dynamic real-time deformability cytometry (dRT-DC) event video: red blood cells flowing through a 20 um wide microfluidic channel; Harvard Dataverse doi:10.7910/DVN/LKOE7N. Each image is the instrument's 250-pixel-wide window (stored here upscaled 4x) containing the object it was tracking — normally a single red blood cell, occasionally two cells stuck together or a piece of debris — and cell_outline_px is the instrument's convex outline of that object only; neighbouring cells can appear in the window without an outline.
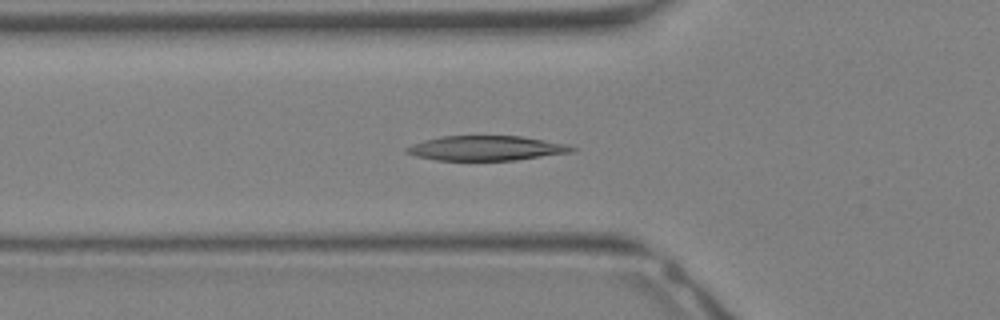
{"species": "Egyptian fruit bat (a non-hibernating species)", "species_latin": "Rousettus aegyptiacus", "temperature_condition": "warm", "stored_images_in_passage": 32, "camera_frame_rate_fps": 3000, "um_per_image_px": 0.085, "animal": {"sex": "female"}, "frame": {"image": 1, "passage_image": 11, "time_ms": 3.333, "image_size_px": [1000, 320], "cell_outline_px": [[576, 148], [572, 152], [516, 160], [436, 160], [416, 156], [404, 152], [404, 148], [412, 144], [424, 140], [440, 136], [520, 136], [568, 144]], "centroid_in_image_um": [41.29, 12.59], "position_along_channel_um": 84.5, "area_um2": 23.81}}
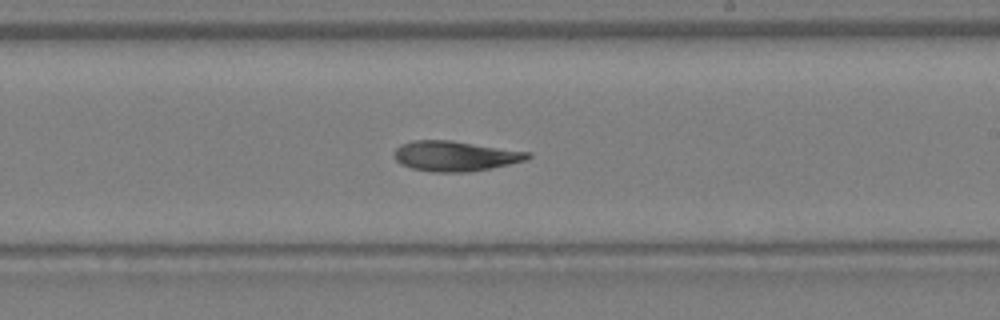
{"frame": {"image": 2, "passage_image": 19, "time_ms": 6.0, "image_size_px": [1000, 320], "cell_outline_px": [[532, 156], [528, 160], [492, 168], [468, 172], [432, 172], [412, 168], [400, 164], [392, 156], [396, 148], [400, 144], [412, 140], [452, 140], [532, 152]], "centroid_in_image_um": [38.71, 13.26], "position_along_channel_um": 250.3, "area_um2": 23.87}}
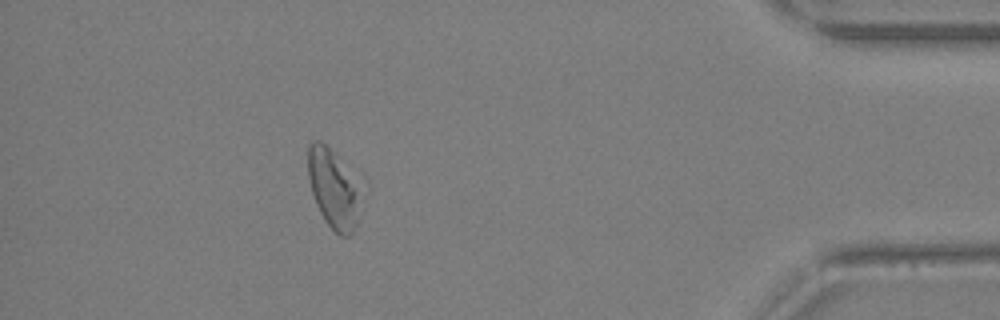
{"frame": {"image": 3, "passage_image": 29, "time_ms": 9.333, "image_size_px": [1000, 320], "cell_outline_px": [[356, 224], [352, 232], [348, 236], [340, 236], [324, 220], [316, 204], [312, 192], [308, 176], [308, 144], [312, 140], [320, 140], [332, 152], [356, 180]], "centroid_in_image_um": [28.24, 16.02], "position_along_channel_um": 407.0, "area_um2": 23.0}}